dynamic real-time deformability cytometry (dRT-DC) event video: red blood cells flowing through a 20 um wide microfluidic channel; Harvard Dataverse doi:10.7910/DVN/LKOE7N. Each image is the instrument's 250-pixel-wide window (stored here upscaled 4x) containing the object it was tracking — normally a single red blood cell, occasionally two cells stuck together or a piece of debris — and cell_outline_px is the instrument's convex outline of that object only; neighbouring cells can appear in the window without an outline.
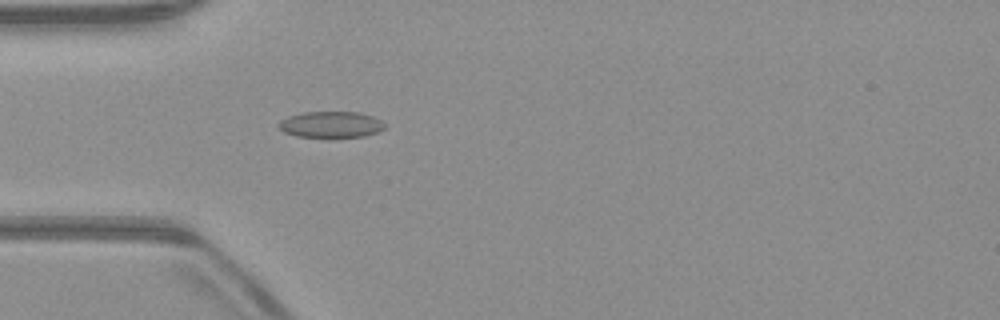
{"species": "common noctule bat (a hibernating species)", "species_latin": "Nyctalus noctula", "temperature_condition": "warm", "stored_images_in_passage": 52, "camera_frame_rate_fps": 3000, "um_per_image_px": 0.085, "animal": {"sex": "male", "body_mass_g": 23.1, "forearm_length_mm": 52.7}, "frame": {"image": 1, "passage_image": 16, "time_ms": 5.0, "image_size_px": [1000, 320], "cell_outline_px": [[384, 128], [380, 132], [364, 136], [332, 140], [328, 140], [296, 136], [284, 132], [276, 124], [280, 120], [288, 116], [304, 112], [360, 112], [372, 116], [380, 120], [384, 124]], "centroid_in_image_um": [28.12, 10.63], "position_along_channel_um": 56.9, "area_um2": 17.05}}
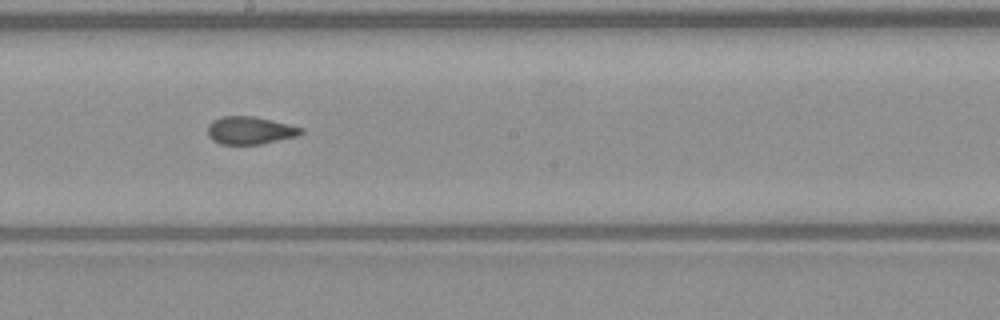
{"frame": {"image": 2, "passage_image": 29, "time_ms": 9.333, "image_size_px": [1000, 320], "cell_outline_px": [[304, 132], [296, 136], [260, 144], [220, 144], [212, 140], [208, 136], [208, 124], [212, 120], [220, 116], [256, 116], [304, 128]], "centroid_in_image_um": [21.22, 11.07], "position_along_channel_um": 227.0, "area_um2": 15.14}}
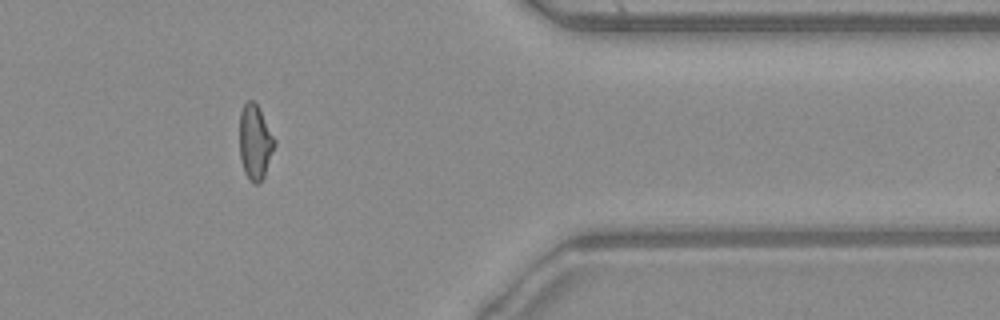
{"frame": {"image": 3, "passage_image": 43, "time_ms": 14.0, "image_size_px": [1000, 320], "cell_outline_px": [[276, 144], [264, 176], [260, 184], [252, 184], [244, 172], [240, 156], [240, 112], [244, 104], [248, 100], [252, 100], [256, 104], [276, 140]], "centroid_in_image_um": [21.68, 12.12], "position_along_channel_um": 389.7, "area_um2": 15.2}, "authors_computed_cell_mechanics": {"area_um2": 15.6927, "velocity_mm_per_s": 3.9957, "shape_relaxation_time_tau1_ms": null, "shape_relaxation_time_tau2_ms": 1.7345, "deformation_change_tau1": null, "deformation_change_tau2": 0.0729}}